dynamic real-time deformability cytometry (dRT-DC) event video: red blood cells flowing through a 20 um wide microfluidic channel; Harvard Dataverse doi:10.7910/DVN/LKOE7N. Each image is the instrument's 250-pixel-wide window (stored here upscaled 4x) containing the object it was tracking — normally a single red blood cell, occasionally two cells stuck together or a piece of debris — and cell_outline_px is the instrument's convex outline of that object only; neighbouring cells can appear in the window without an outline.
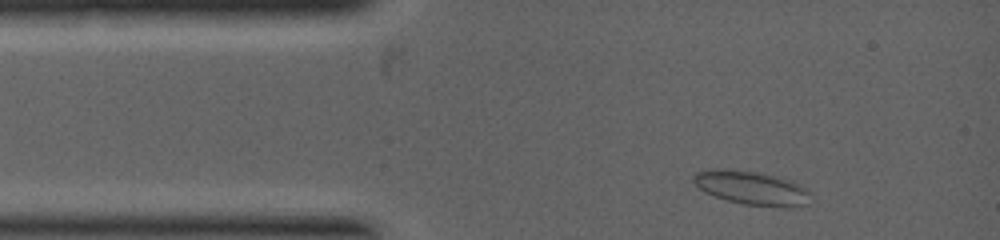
{"species": "common noctule bat (a hibernating species)", "species_latin": "Nyctalus noctula", "temperature_condition": "warm", "stored_images_in_passage": 5, "camera_frame_rate_fps": 5000, "um_per_image_px": 0.085, "animal": {"sex": "female", "body_mass_g": 19.0, "forearm_length_mm": 53.3}, "frame": {"image": 1, "passage_image": 1, "time_ms": 0.0, "image_size_px": [1000, 240], "cell_outline_px": [[808, 192], [804, 204], [788, 208], [744, 204], [728, 200], [704, 192], [692, 180], [692, 172], [716, 168], [724, 168], [756, 172], [792, 180], [800, 184]], "centroid_in_image_um": [63.8, 15.95], "position_along_channel_um": 21.2, "area_um2": 22.83}}
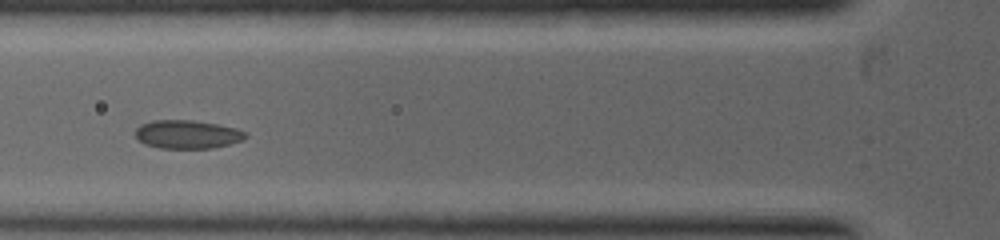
{"frame": {"image": 2, "passage_image": 4, "time_ms": 1.8, "image_size_px": [1000, 240], "cell_outline_px": [[248, 136], [240, 140], [228, 144], [212, 148], [160, 148], [144, 144], [136, 136], [136, 128], [140, 124], [152, 120], [192, 120], [216, 124], [236, 128], [248, 132]], "centroid_in_image_um": [15.91, 11.41], "position_along_channel_um": 109.9, "area_um2": 18.21}}